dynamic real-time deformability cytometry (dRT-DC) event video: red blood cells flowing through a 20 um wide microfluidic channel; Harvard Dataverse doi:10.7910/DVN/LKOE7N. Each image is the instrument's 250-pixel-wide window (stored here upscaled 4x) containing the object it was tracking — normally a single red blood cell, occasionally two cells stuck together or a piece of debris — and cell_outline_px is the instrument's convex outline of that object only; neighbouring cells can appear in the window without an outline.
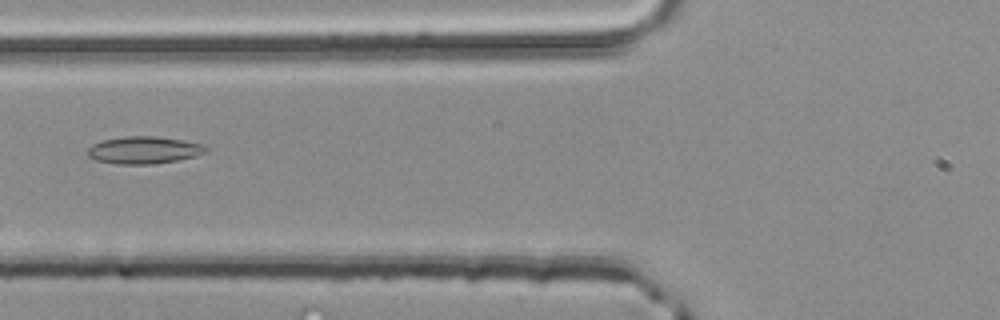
{"species": "common noctule bat (a hibernating species)", "species_latin": "Nyctalus noctula", "temperature_condition": "room temperature", "stored_images_in_passage": 2, "camera_frame_rate_fps": 3000, "um_per_image_px": 0.085, "animal": {"sex": "male", "body_mass_g": 20.4}, "frame": {"image": 1, "passage_image": 2, "time_ms": 0.333, "image_size_px": [1000, 320], "cell_outline_px": [[208, 152], [196, 156], [180, 160], [156, 164], [116, 164], [96, 160], [88, 156], [88, 148], [92, 144], [104, 140], [128, 136], [156, 136], [184, 140], [208, 144]], "centroid_in_image_um": [12.32, 12.76], "position_along_channel_um": 113.5, "area_um2": 19.13}}